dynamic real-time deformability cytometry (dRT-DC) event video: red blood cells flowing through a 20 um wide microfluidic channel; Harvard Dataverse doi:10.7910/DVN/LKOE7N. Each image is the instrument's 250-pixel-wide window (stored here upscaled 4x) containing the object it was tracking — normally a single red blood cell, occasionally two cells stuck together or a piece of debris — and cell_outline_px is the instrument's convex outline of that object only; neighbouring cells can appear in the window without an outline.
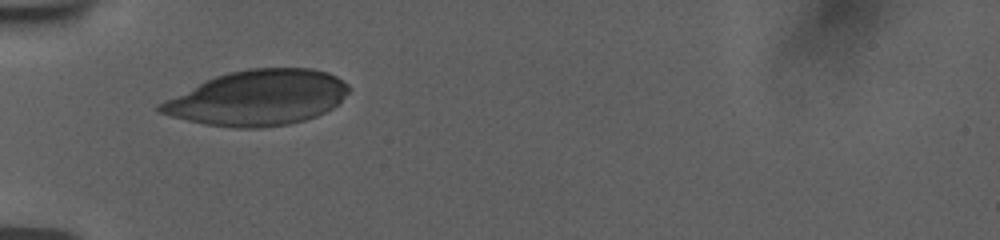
{"species": "human", "species_latin": "Homo sapiens", "temperature_condition": "room temperature", "stored_images_in_passage": 33, "camera_frame_rate_fps": 3000, "um_per_image_px": 0.085, "donor": {"sex": "female"}, "frame": {"image": 1, "passage_image": 1, "time_ms": 0.0, "image_size_px": [1000, 240], "cell_outline_px": [[348, 92], [332, 108], [316, 116], [304, 120], [288, 124], [260, 128], [232, 128], [204, 124], [172, 116], [160, 112], [156, 108], [156, 104], [204, 80], [228, 72], [248, 68], [312, 68], [328, 72], [336, 76], [348, 84]], "centroid_in_image_um": [21.88, 8.31], "position_along_channel_um": 63.1, "area_um2": 60.57}}
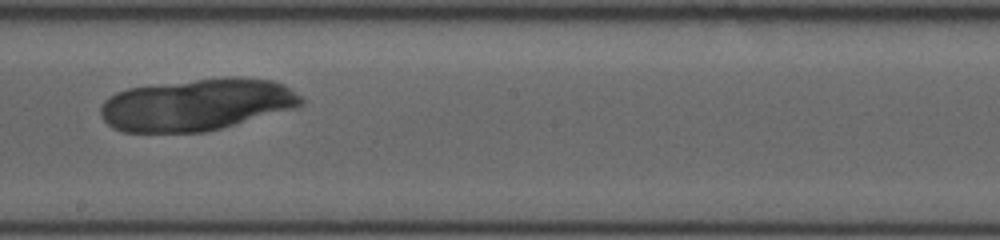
{"frame": {"image": 2, "passage_image": 15, "time_ms": 4.667, "image_size_px": [1000, 240], "cell_outline_px": [[304, 104], [300, 108], [204, 132], [124, 132], [112, 128], [100, 116], [100, 104], [108, 96], [116, 92], [128, 88], [224, 76], [244, 76], [272, 80], [284, 84], [300, 96], [304, 100]], "centroid_in_image_um": [16.76, 8.89], "position_along_channel_um": 231.4, "area_um2": 61.44}}
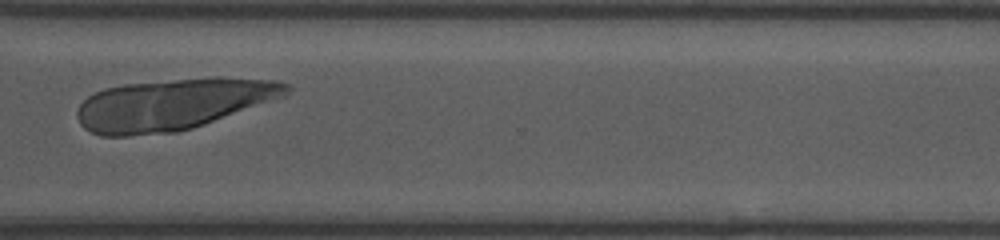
{"frame": {"image": 3, "passage_image": 25, "time_ms": 8.0, "image_size_px": [1000, 240], "cell_outline_px": [[292, 88], [284, 96], [204, 124], [192, 128], [176, 132], [128, 136], [100, 136], [84, 128], [80, 124], [76, 116], [76, 112], [80, 104], [88, 96], [104, 88], [124, 84], [216, 76], [220, 76], [280, 80], [292, 84]], "centroid_in_image_um": [14.71, 8.85], "position_along_channel_um": 355.9, "area_um2": 62.94}}